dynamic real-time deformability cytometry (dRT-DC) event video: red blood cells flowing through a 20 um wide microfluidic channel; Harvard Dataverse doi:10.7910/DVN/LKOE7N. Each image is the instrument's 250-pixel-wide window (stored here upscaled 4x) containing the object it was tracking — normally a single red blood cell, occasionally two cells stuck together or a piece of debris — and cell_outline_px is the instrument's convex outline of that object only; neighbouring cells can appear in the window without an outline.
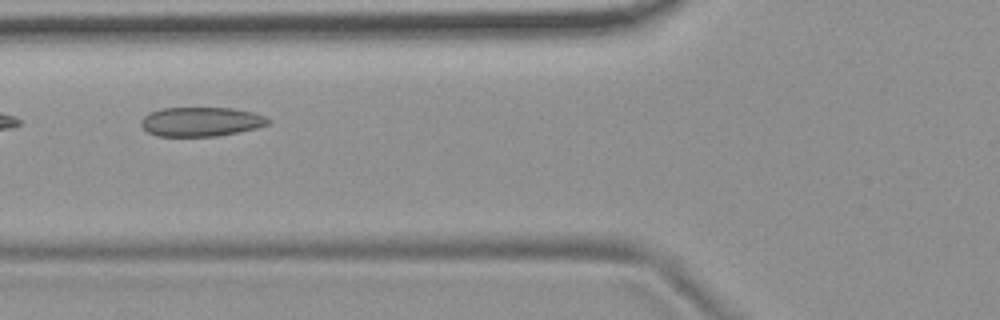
{"species": "common noctule bat (a hibernating species)", "species_latin": "Nyctalus noctula", "temperature_condition": "room temperature", "stored_images_in_passage": 7, "camera_frame_rate_fps": 3000, "um_per_image_px": 0.085, "animal": {"sex": "female", "body_mass_g": 19.9}, "frame": {"image": 1, "passage_image": 5, "time_ms": 4.667, "image_size_px": [1000, 320], "cell_outline_px": [[272, 120], [268, 124], [256, 128], [216, 136], [156, 136], [148, 132], [140, 124], [140, 120], [148, 112], [160, 108], [232, 108], [252, 112], [264, 116]], "centroid_in_image_um": [17.05, 10.34], "position_along_channel_um": 108.8, "area_um2": 21.68}}
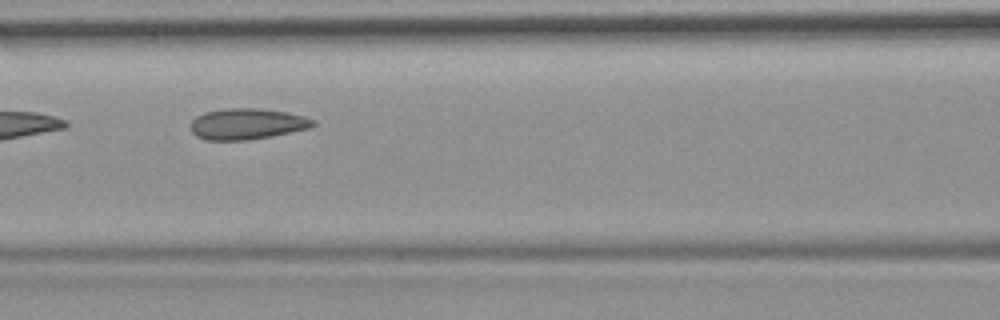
{"frame": {"image": 2, "passage_image": 6, "time_ms": 5.667, "image_size_px": [1000, 320], "cell_outline_px": [[316, 124], [308, 128], [272, 136], [248, 140], [208, 140], [196, 136], [192, 132], [192, 120], [196, 116], [204, 112], [224, 108], [260, 108], [288, 112], [304, 116], [316, 120]], "centroid_in_image_um": [21.01, 10.52], "position_along_channel_um": 145.6, "area_um2": 22.2}}